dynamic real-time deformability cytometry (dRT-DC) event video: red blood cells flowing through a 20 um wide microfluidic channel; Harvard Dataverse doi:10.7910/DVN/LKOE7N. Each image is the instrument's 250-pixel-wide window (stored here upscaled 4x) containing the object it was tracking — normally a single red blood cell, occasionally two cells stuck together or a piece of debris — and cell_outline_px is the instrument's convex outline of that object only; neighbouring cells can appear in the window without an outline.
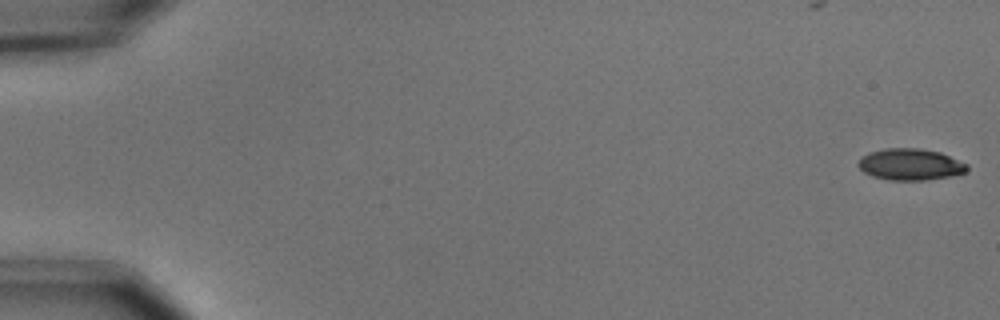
{"species": "common noctule bat (a hibernating species)", "species_latin": "Nyctalus noctula", "temperature_condition": "cold", "stored_images_in_passage": 55, "camera_frame_rate_fps": 3000, "um_per_image_px": 0.085, "animal": {"sex": "male", "body_mass_g": 15.6}, "frame": {"image": 1, "passage_image": 1, "time_ms": 0.0, "image_size_px": [1000, 320], "cell_outline_px": [[968, 172], [952, 176], [928, 180], [888, 180], [872, 176], [864, 172], [856, 164], [860, 156], [868, 152], [884, 148], [920, 148], [940, 152], [968, 164]], "centroid_in_image_um": [77.36, 13.97], "position_along_channel_um": 7.6, "area_um2": 20.35}}
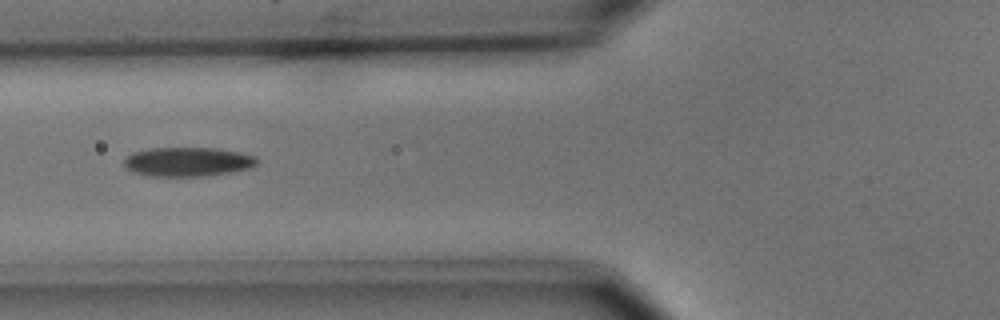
{"frame": {"image": 2, "passage_image": 22, "time_ms": 7.0, "image_size_px": [1000, 320], "cell_outline_px": [[256, 164], [252, 168], [232, 172], [204, 176], [148, 176], [132, 172], [124, 164], [124, 160], [132, 152], [148, 148], [216, 148], [240, 152], [256, 156]], "centroid_in_image_um": [15.96, 13.75], "position_along_channel_um": 109.8, "area_um2": 22.72}}
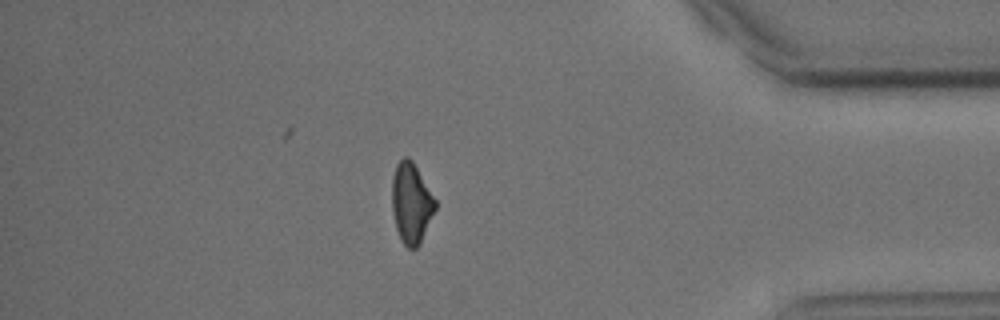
{"frame": {"image": 3, "passage_image": 48, "time_ms": 15.667, "image_size_px": [1000, 320], "cell_outline_px": [[436, 208], [420, 244], [416, 248], [408, 248], [400, 240], [396, 228], [392, 212], [392, 176], [396, 164], [404, 156], [408, 156], [412, 160], [436, 200]], "centroid_in_image_um": [34.94, 17.26], "position_along_channel_um": 400.3, "area_um2": 20.35}, "authors_computed_cell_mechanics": {"area_um2": 21.2704, "velocity_mm_per_s": 3.6889, "shape_relaxation_time_tau1_ms": 2.8092, "shape_relaxation_time_tau2_ms": null, "deformation_change_tau1": 0.1044, "deformation_change_tau2": null}}